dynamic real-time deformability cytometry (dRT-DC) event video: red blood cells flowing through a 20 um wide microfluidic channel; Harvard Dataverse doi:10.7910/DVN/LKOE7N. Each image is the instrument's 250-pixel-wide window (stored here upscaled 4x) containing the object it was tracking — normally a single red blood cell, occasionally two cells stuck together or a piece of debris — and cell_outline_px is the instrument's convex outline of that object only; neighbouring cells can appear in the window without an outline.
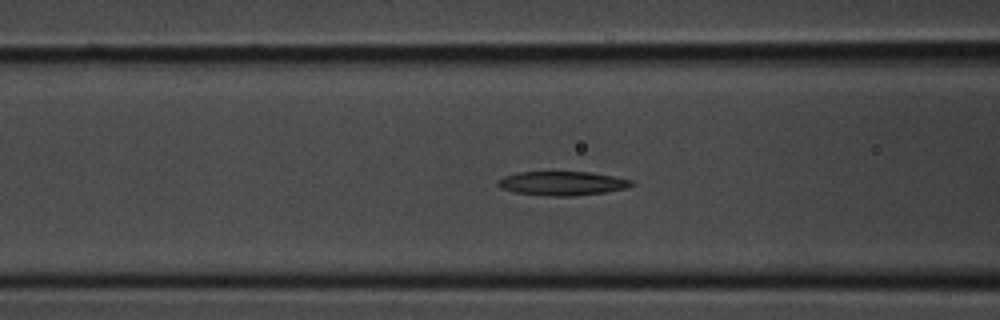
{"species": "common noctule bat (a hibernating species)", "species_latin": "Nyctalus noctula", "temperature_condition": "room temperature", "stored_images_in_passage": 36, "camera_frame_rate_fps": 3000, "um_per_image_px": 0.085, "animal": {"sex": "male", "body_mass_g": 20.1, "forearm_length_mm": 53.5}, "frame": {"image": 1, "passage_image": 13, "time_ms": 4.0, "image_size_px": [1000, 320], "cell_outline_px": [[636, 184], [624, 188], [604, 192], [572, 196], [548, 196], [516, 192], [500, 188], [496, 184], [496, 180], [504, 176], [516, 172], [588, 172], [612, 176], [632, 180]], "centroid_in_image_um": [47.74, 15.58], "position_along_channel_um": 118.9, "area_um2": 18.61}}
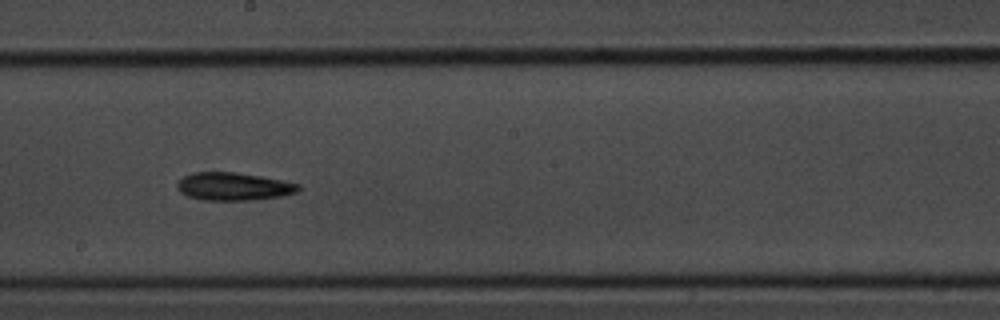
{"frame": {"image": 2, "passage_image": 19, "time_ms": 6.0, "image_size_px": [1000, 320], "cell_outline_px": [[300, 188], [296, 192], [280, 196], [252, 200], [204, 200], [188, 196], [180, 192], [176, 188], [176, 184], [184, 176], [192, 172], [236, 172], [260, 176], [300, 184]], "centroid_in_image_um": [19.81, 15.85], "position_along_channel_um": 228.4, "area_um2": 19.59}}
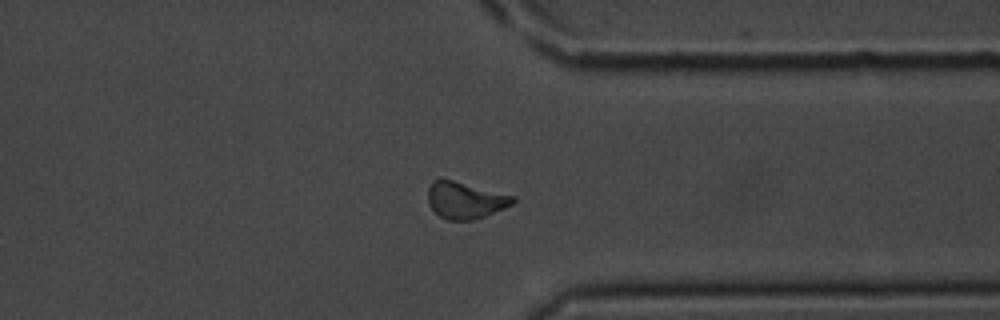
{"frame": {"image": 3, "passage_image": 27, "time_ms": 8.667, "image_size_px": [1000, 320], "cell_outline_px": [[516, 200], [512, 204], [504, 208], [484, 216], [472, 220], [448, 220], [440, 216], [428, 204], [428, 188], [432, 180], [440, 176], [516, 196]], "centroid_in_image_um": [39.52, 16.97], "position_along_channel_um": 371.9, "area_um2": 18.5}}